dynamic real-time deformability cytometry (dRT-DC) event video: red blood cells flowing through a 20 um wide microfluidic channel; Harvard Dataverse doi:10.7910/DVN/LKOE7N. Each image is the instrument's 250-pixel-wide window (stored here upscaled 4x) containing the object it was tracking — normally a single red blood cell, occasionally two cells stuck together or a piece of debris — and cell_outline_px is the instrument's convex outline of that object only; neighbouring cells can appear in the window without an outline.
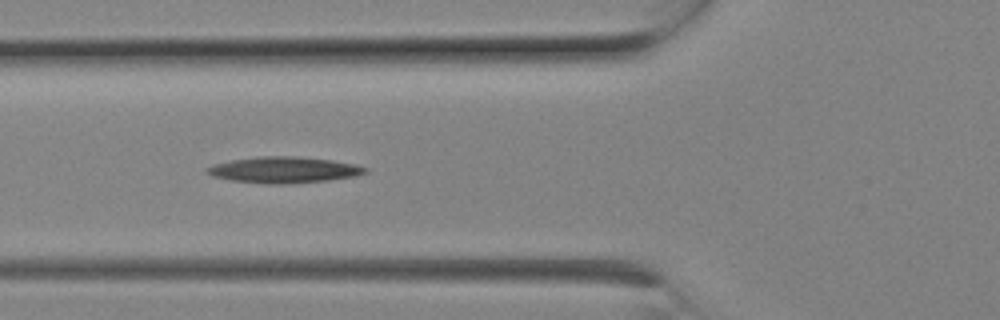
{"species": "Egyptian fruit bat (a non-hibernating species)", "species_latin": "Rousettus aegyptiacus", "temperature_condition": "room temperature", "stored_images_in_passage": 7, "camera_frame_rate_fps": 3000, "um_per_image_px": 0.085, "animal": {"sex": "female"}, "frame": {"image": 1, "passage_image": 6, "time_ms": 1.667, "image_size_px": [1000, 320], "cell_outline_px": [[368, 172], [356, 176], [328, 180], [284, 184], [268, 184], [232, 180], [212, 176], [204, 168], [212, 164], [232, 160], [256, 156], [296, 156], [332, 160], [356, 164], [368, 168]], "centroid_in_image_um": [24.14, 14.43], "position_along_channel_um": 101.7, "area_um2": 24.16}}
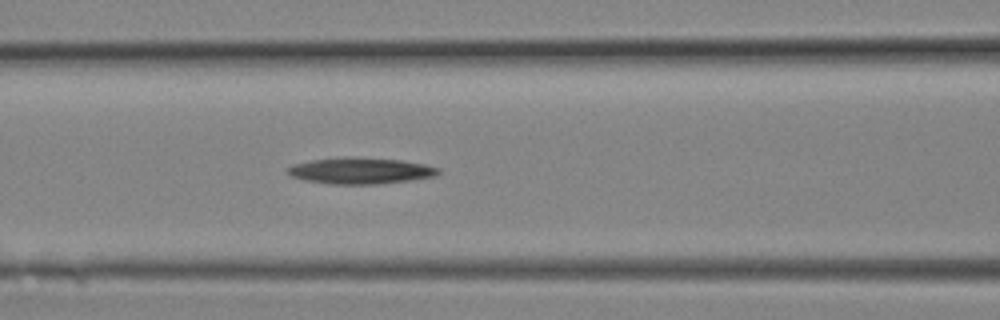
{"frame": {"image": 2, "passage_image": 7, "time_ms": 2.0, "image_size_px": [1000, 320], "cell_outline_px": [[440, 172], [436, 176], [408, 180], [376, 184], [332, 184], [304, 180], [292, 176], [288, 172], [288, 168], [292, 164], [312, 160], [344, 156], [352, 156], [400, 160], [424, 164], [440, 168]], "centroid_in_image_um": [30.64, 14.5], "position_along_channel_um": 136.0, "area_um2": 23.06}}